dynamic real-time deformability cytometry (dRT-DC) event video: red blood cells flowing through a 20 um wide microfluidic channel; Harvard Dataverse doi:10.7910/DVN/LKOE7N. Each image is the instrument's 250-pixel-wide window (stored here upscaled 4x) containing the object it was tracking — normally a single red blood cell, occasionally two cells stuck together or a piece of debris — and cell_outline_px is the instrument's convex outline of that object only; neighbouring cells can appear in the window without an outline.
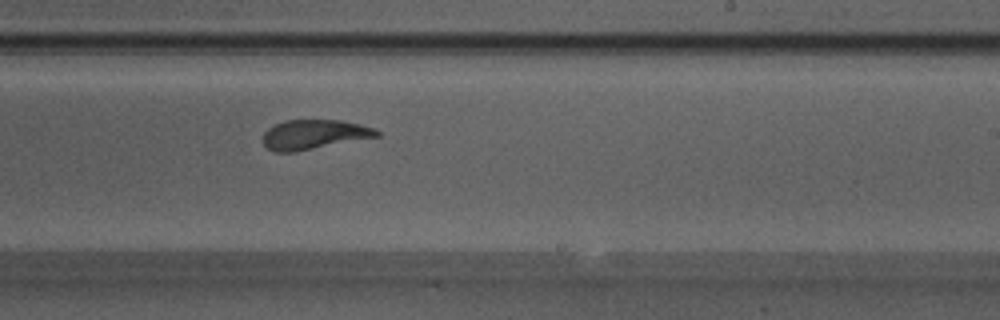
{"species": "Egyptian fruit bat (a non-hibernating species)", "species_latin": "Rousettus aegyptiacus", "temperature_condition": "warm", "stored_images_in_passage": 44, "camera_frame_rate_fps": 3000, "um_per_image_px": 0.085, "animal": {"sex": "male"}, "frame": {"image": 1, "passage_image": 23, "time_ms": 7.333, "image_size_px": [1000, 320], "cell_outline_px": [[380, 136], [296, 152], [276, 152], [268, 148], [264, 144], [264, 132], [268, 128], [284, 120], [340, 120], [360, 124], [372, 128], [380, 132]], "centroid_in_image_um": [26.7, 11.43], "position_along_channel_um": 262.3, "area_um2": 19.54}}
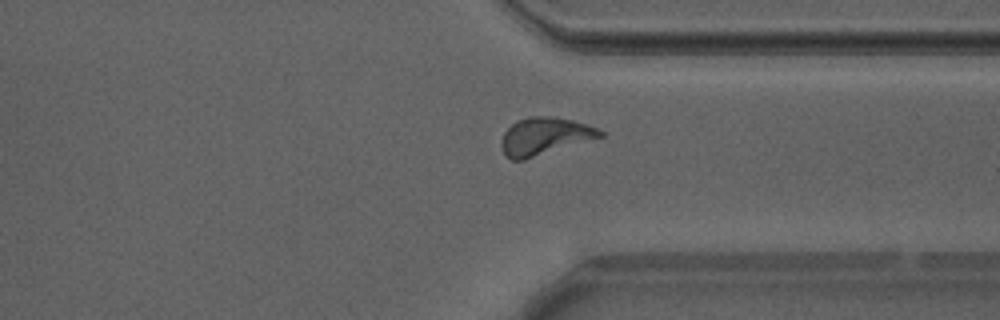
{"frame": {"image": 2, "passage_image": 31, "time_ms": 10.0, "image_size_px": [1000, 320], "cell_outline_px": [[604, 136], [524, 160], [512, 160], [504, 152], [500, 144], [504, 132], [516, 120], [532, 116], [552, 116], [572, 120], [596, 128], [604, 132]], "centroid_in_image_um": [46.28, 11.58], "position_along_channel_um": 365.1, "area_um2": 21.33}}
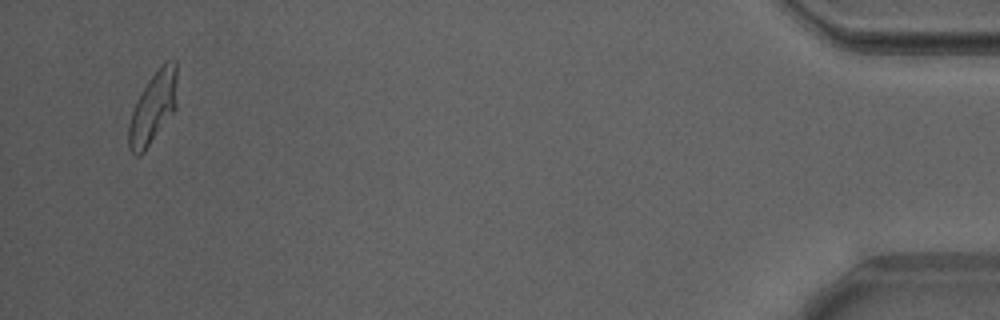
{"frame": {"image": 3, "passage_image": 42, "time_ms": 13.667, "image_size_px": [1000, 320], "cell_outline_px": [[176, 108], [144, 152], [140, 156], [136, 156], [128, 148], [128, 124], [136, 100], [140, 92], [148, 80], [160, 64], [164, 60], [176, 60]], "centroid_in_image_um": [12.99, 9.13], "position_along_channel_um": 422.2, "area_um2": 20.35}, "authors_computed_cell_mechanics": {"area_um2": 20.0566, "velocity_mm_per_s": 3.8578, "shape_relaxation_time_tau1_ms": 4.1871, "shape_relaxation_time_tau2_ms": 1.7124, "deformation_change_tau1": 0.1597, "deformation_change_tau2": 0.0885}}